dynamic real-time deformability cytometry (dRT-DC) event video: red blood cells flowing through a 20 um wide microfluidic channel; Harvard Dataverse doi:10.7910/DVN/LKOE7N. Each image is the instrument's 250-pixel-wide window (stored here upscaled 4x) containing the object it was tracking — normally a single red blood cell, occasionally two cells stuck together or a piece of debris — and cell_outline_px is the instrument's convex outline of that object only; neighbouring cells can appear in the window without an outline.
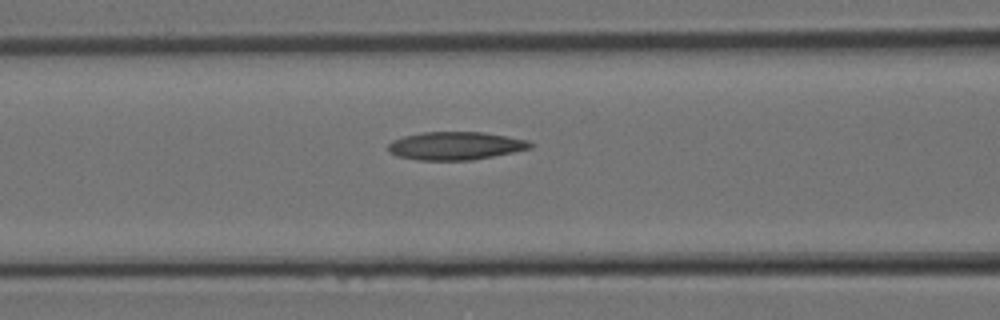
{"species": "Egyptian fruit bat (a non-hibernating species)", "species_latin": "Rousettus aegyptiacus", "temperature_condition": "room temperature", "stored_images_in_passage": 6, "camera_frame_rate_fps": 3000, "um_per_image_px": 0.085, "animal": {"sex": "female"}, "frame": {"image": 1, "passage_image": 5, "time_ms": 1.333, "image_size_px": [1000, 320], "cell_outline_px": [[536, 144], [532, 148], [472, 160], [416, 160], [396, 156], [388, 152], [388, 144], [392, 140], [404, 136], [424, 132], [484, 132], [528, 140]], "centroid_in_image_um": [38.71, 12.39], "position_along_channel_um": 127.9, "area_um2": 23.35}}